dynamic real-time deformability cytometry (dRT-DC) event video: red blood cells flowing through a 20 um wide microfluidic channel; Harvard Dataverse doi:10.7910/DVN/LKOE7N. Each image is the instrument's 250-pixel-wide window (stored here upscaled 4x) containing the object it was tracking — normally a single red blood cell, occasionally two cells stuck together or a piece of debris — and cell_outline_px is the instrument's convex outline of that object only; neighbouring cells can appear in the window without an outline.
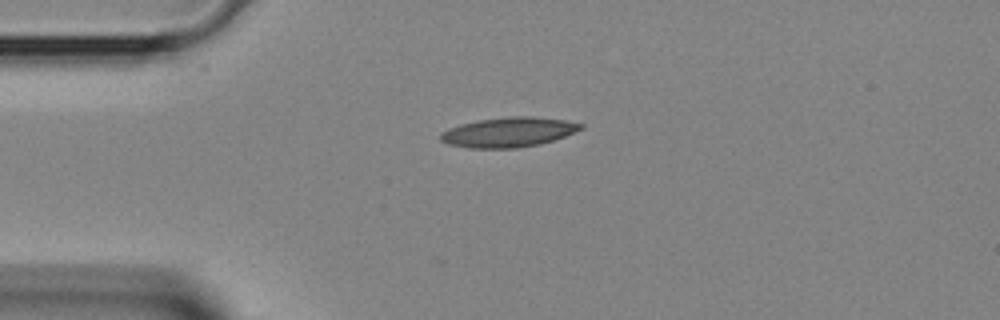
{"species": "Egyptian fruit bat (a non-hibernating species)", "species_latin": "Rousettus aegyptiacus", "temperature_condition": "room temperature", "stored_images_in_passage": 3, "camera_frame_rate_fps": 3000, "um_per_image_px": 0.085, "animal": {"sex": "female"}, "frame": {"image": 1, "passage_image": 1, "time_ms": 0.0, "image_size_px": [1000, 320], "cell_outline_px": [[584, 128], [564, 136], [540, 144], [520, 148], [468, 148], [448, 144], [440, 140], [440, 132], [448, 128], [460, 124], [480, 120], [508, 116], [532, 116], [564, 120], [584, 124]], "centroid_in_image_um": [43.2, 11.24], "position_along_channel_um": 41.8, "area_um2": 24.39}}
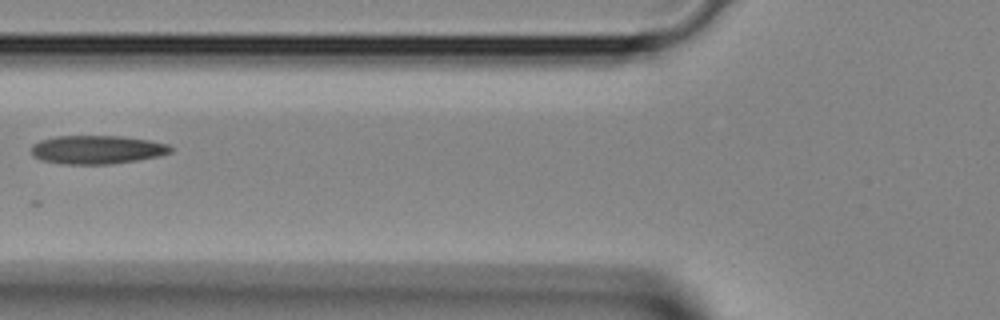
{"frame": {"image": 2, "passage_image": 3, "time_ms": 0.667, "image_size_px": [1000, 320], "cell_outline_px": [[172, 152], [160, 156], [112, 164], [60, 164], [40, 160], [32, 156], [32, 144], [40, 140], [56, 136], [124, 136], [148, 140], [168, 144], [172, 148]], "centroid_in_image_um": [8.23, 12.72], "position_along_channel_um": 117.6, "area_um2": 23.35}}